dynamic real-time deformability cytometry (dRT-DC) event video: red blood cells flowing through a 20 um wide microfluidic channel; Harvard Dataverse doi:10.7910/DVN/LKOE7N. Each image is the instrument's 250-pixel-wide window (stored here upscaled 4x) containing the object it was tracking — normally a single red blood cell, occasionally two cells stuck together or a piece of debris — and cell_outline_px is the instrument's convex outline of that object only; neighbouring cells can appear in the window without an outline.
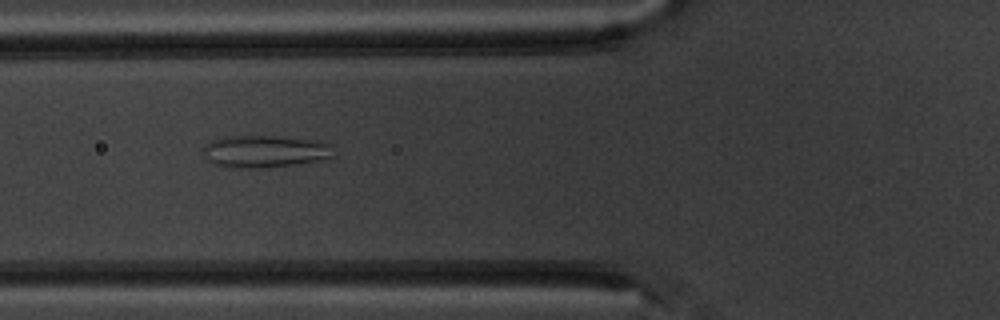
{"species": "common noctule bat (a hibernating species)", "species_latin": "Nyctalus noctula", "temperature_condition": "warm", "stored_images_in_passage": 7, "camera_frame_rate_fps": 3000, "um_per_image_px": 0.085, "animal": {"sex": "male", "body_mass_g": 20.1, "forearm_length_mm": 53.5}, "frame": {"image": 1, "passage_image": 4, "time_ms": 4.333, "image_size_px": [1000, 320], "cell_outline_px": [[332, 156], [320, 160], [264, 168], [224, 168], [212, 164], [204, 160], [204, 144], [212, 140], [228, 136], [280, 136], [320, 140], [332, 144]], "centroid_in_image_um": [22.46, 12.87], "position_along_channel_um": 103.3, "area_um2": 24.91}}
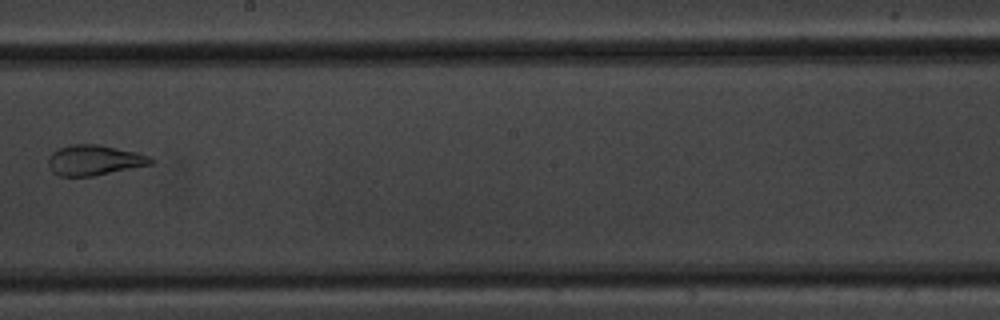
{"frame": {"image": 2, "passage_image": 7, "time_ms": 8.0, "image_size_px": [1000, 320], "cell_outline_px": [[156, 160], [152, 164], [92, 176], [60, 176], [52, 172], [48, 164], [48, 160], [52, 152], [60, 148], [72, 144], [96, 144], [136, 152], [152, 156]], "centroid_in_image_um": [8.03, 13.61], "position_along_channel_um": 240.2, "area_um2": 18.03}}